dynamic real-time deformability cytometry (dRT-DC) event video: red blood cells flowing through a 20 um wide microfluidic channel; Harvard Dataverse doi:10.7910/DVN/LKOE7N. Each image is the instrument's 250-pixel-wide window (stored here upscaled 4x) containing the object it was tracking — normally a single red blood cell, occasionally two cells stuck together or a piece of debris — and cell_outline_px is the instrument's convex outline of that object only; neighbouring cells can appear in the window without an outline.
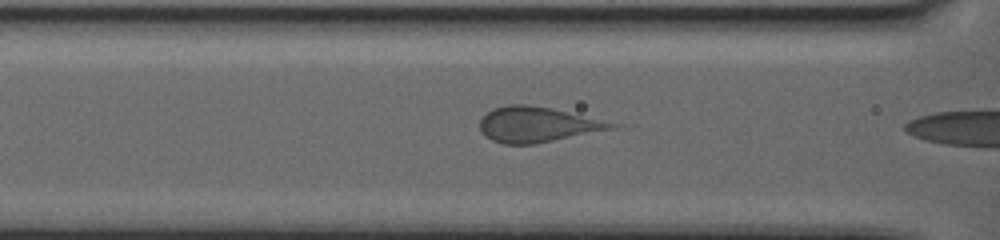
{"species": "human", "species_latin": "Homo sapiens", "temperature_condition": "warm", "stored_images_in_passage": 6, "camera_frame_rate_fps": 3000, "um_per_image_px": 0.085, "donor": {"sex": "female"}, "frame": {"image": 1, "passage_image": 4, "time_ms": 1.0, "image_size_px": [1000, 240], "cell_outline_px": [[624, 124], [616, 128], [532, 144], [504, 144], [492, 140], [480, 128], [480, 120], [492, 108], [508, 104], [524, 104], [552, 108]], "centroid_in_image_um": [45.73, 10.56], "position_along_channel_um": 120.9, "area_um2": 26.93}}